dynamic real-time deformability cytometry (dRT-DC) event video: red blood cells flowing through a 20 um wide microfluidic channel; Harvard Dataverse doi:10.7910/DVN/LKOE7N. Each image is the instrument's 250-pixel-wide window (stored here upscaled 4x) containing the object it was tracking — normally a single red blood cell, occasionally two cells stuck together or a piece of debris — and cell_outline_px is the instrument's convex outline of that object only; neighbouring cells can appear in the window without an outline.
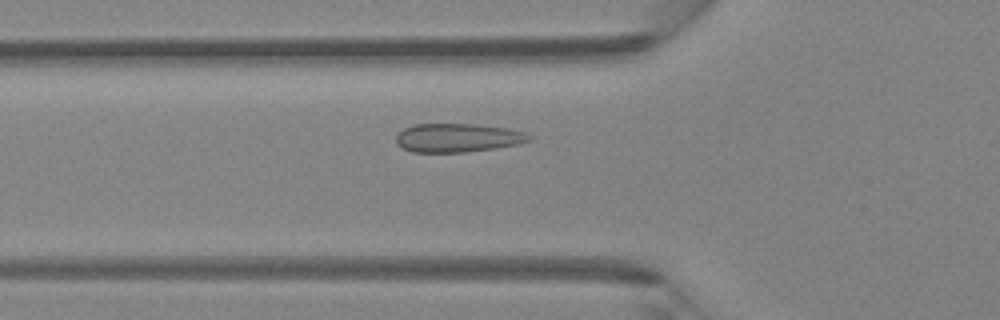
{"species": "Egyptian fruit bat (a non-hibernating species)", "species_latin": "Rousettus aegyptiacus", "temperature_condition": "room temperature", "stored_images_in_passage": 46, "camera_frame_rate_fps": 3000, "um_per_image_px": 0.085, "animal": {"sex": "female"}, "frame": {"image": 1, "passage_image": 15, "time_ms": 4.667, "image_size_px": [1000, 320], "cell_outline_px": [[532, 140], [520, 144], [496, 148], [464, 152], [412, 152], [396, 144], [396, 136], [404, 128], [412, 124], [472, 124], [508, 128], [524, 132], [532, 136]], "centroid_in_image_um": [38.92, 11.71], "position_along_channel_um": 86.9, "area_um2": 22.31}}
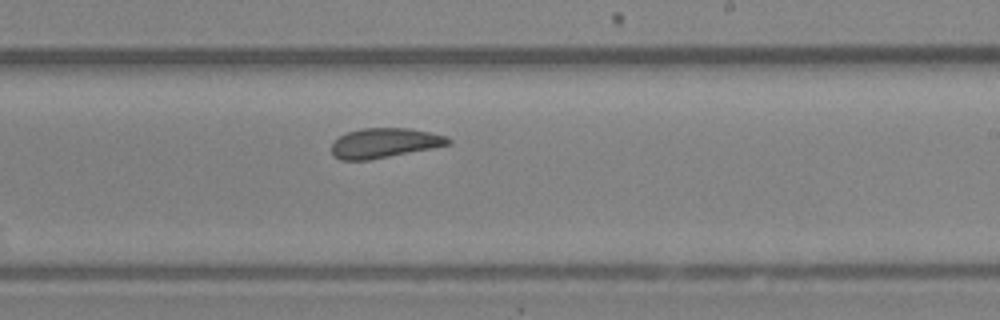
{"frame": {"image": 2, "passage_image": 27, "time_ms": 8.667, "image_size_px": [1000, 320], "cell_outline_px": [[452, 144], [432, 148], [368, 160], [340, 160], [332, 152], [332, 144], [340, 136], [348, 132], [364, 128], [408, 128], [432, 132], [448, 136], [452, 140]], "centroid_in_image_um": [32.74, 12.14], "position_along_channel_um": 256.3, "area_um2": 20.11}}
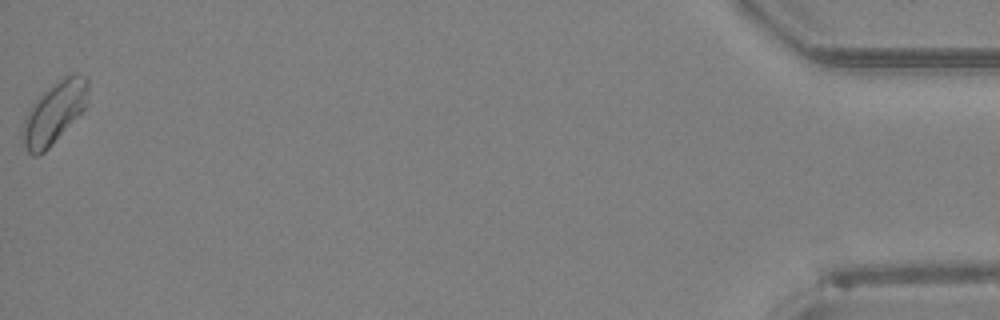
{"frame": {"image": 3, "passage_image": 46, "time_ms": 15.0, "image_size_px": [1000, 320], "cell_outline_px": [[88, 104], [52, 144], [44, 152], [36, 156], [32, 156], [28, 152], [20, 136], [20, 132], [24, 120], [32, 104], [48, 88], [64, 76], [72, 72], [76, 72], [88, 76]], "centroid_in_image_um": [4.62, 9.55], "position_along_channel_um": 430.6, "area_um2": 23.52}, "authors_computed_cell_mechanics": {"area_um2": 21.2126, "velocity_mm_per_s": 4.2593, "shape_relaxation_time_tau1_ms": null, "shape_relaxation_time_tau2_ms": 0.5679, "deformation_change_tau1": null, "deformation_change_tau2": 0.0348}}